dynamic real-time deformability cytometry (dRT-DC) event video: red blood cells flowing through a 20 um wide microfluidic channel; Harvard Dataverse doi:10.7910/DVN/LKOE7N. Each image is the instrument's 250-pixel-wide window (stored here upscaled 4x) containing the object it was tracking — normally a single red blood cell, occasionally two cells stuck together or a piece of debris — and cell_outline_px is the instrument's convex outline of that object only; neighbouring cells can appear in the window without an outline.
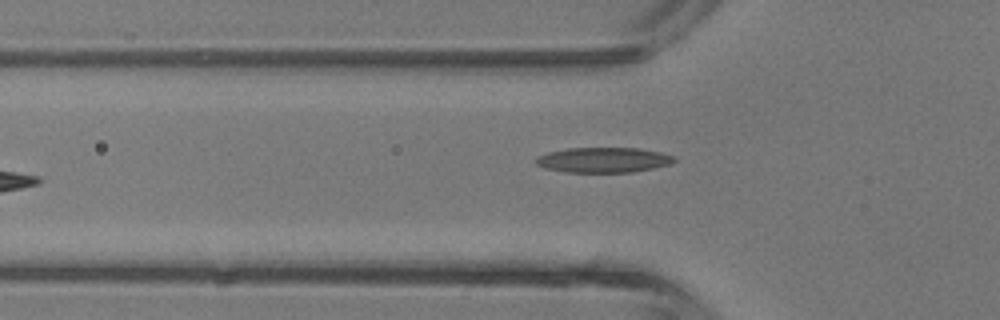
{"species": "common noctule bat (a hibernating species)", "species_latin": "Nyctalus noctula", "temperature_condition": "room temperature", "stored_images_in_passage": 5, "camera_frame_rate_fps": 3000, "um_per_image_px": 0.085, "animal": {"sex": "male", "body_mass_g": 13.3}, "frame": {"image": 1, "passage_image": 5, "time_ms": 4.667, "image_size_px": [1000, 320], "cell_outline_px": [[676, 160], [668, 164], [656, 168], [632, 172], [564, 172], [544, 168], [536, 164], [532, 160], [536, 156], [548, 152], [568, 148], [640, 148], [660, 152], [672, 156]], "centroid_in_image_um": [51.23, 13.6], "position_along_channel_um": 74.6, "area_um2": 20.4}}